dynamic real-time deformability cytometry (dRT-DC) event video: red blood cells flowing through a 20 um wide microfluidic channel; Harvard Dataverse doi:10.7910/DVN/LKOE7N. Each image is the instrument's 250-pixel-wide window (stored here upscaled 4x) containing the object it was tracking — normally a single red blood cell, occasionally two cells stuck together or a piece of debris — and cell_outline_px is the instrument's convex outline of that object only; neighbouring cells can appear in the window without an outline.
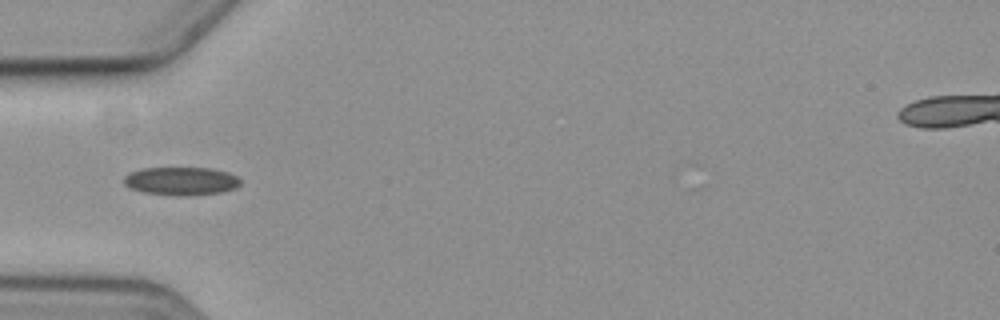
{"species": "common noctule bat (a hibernating species)", "species_latin": "Nyctalus noctula", "temperature_condition": "cold", "stored_images_in_passage": 4, "camera_frame_rate_fps": 3000, "um_per_image_px": 0.085, "animal": {"sex": "female", "body_mass_g": 19.3, "forearm_length_mm": 54.1}, "frame": {"image": 1, "passage_image": 1, "time_ms": 0.0, "image_size_px": [1000, 320], "cell_outline_px": [[240, 184], [236, 188], [220, 192], [188, 196], [176, 196], [144, 192], [128, 188], [124, 184], [124, 176], [128, 172], [140, 168], [212, 168], [228, 172], [236, 176], [240, 180]], "centroid_in_image_um": [15.36, 15.39], "position_along_channel_um": 69.6, "area_um2": 19.36}}
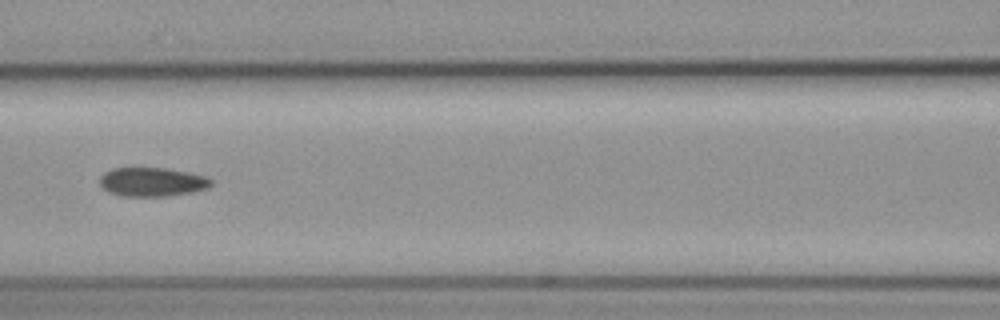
{"frame": {"image": 2, "passage_image": 3, "time_ms": 2.333, "image_size_px": [1000, 320], "cell_outline_px": [[212, 184], [208, 188], [192, 192], [164, 196], [120, 196], [108, 192], [100, 188], [100, 176], [104, 172], [112, 168], [168, 168], [208, 176], [212, 180]], "centroid_in_image_um": [12.92, 15.46], "position_along_channel_um": 153.7, "area_um2": 19.02}}
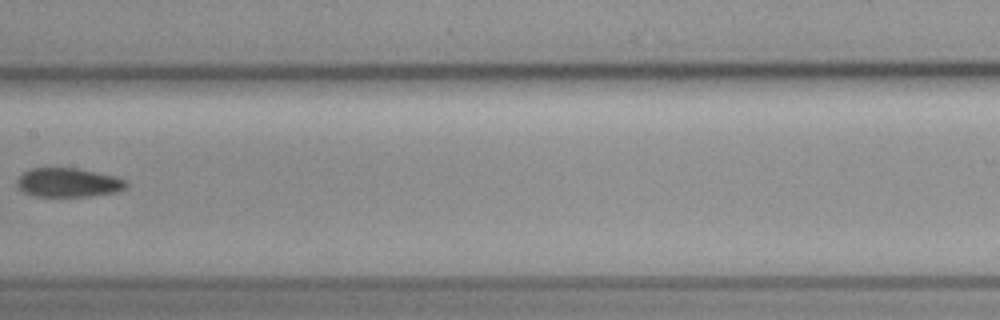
{"frame": {"image": 3, "passage_image": 4, "time_ms": 3.667, "image_size_px": [1000, 320], "cell_outline_px": [[128, 184], [124, 188], [116, 192], [92, 196], [36, 196], [24, 192], [16, 188], [16, 180], [24, 172], [32, 168], [76, 168], [112, 176], [124, 180]], "centroid_in_image_um": [5.74, 15.52], "position_along_channel_um": 201.7, "area_um2": 18.26}}